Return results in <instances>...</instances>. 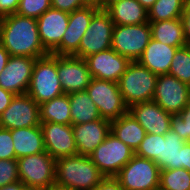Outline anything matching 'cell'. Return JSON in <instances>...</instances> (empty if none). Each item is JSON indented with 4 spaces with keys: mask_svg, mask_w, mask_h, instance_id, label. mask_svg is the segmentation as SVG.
<instances>
[{
    "mask_svg": "<svg viewBox=\"0 0 190 190\" xmlns=\"http://www.w3.org/2000/svg\"><path fill=\"white\" fill-rule=\"evenodd\" d=\"M152 39L169 46L184 47L187 42L184 36V25L182 18L149 22Z\"/></svg>",
    "mask_w": 190,
    "mask_h": 190,
    "instance_id": "26",
    "label": "cell"
},
{
    "mask_svg": "<svg viewBox=\"0 0 190 190\" xmlns=\"http://www.w3.org/2000/svg\"><path fill=\"white\" fill-rule=\"evenodd\" d=\"M146 10L150 9L156 0H137Z\"/></svg>",
    "mask_w": 190,
    "mask_h": 190,
    "instance_id": "46",
    "label": "cell"
},
{
    "mask_svg": "<svg viewBox=\"0 0 190 190\" xmlns=\"http://www.w3.org/2000/svg\"><path fill=\"white\" fill-rule=\"evenodd\" d=\"M0 159H15L11 130L0 127Z\"/></svg>",
    "mask_w": 190,
    "mask_h": 190,
    "instance_id": "36",
    "label": "cell"
},
{
    "mask_svg": "<svg viewBox=\"0 0 190 190\" xmlns=\"http://www.w3.org/2000/svg\"><path fill=\"white\" fill-rule=\"evenodd\" d=\"M18 181L17 159H0V188Z\"/></svg>",
    "mask_w": 190,
    "mask_h": 190,
    "instance_id": "35",
    "label": "cell"
},
{
    "mask_svg": "<svg viewBox=\"0 0 190 190\" xmlns=\"http://www.w3.org/2000/svg\"><path fill=\"white\" fill-rule=\"evenodd\" d=\"M69 95L63 94L39 105L40 122L71 124Z\"/></svg>",
    "mask_w": 190,
    "mask_h": 190,
    "instance_id": "28",
    "label": "cell"
},
{
    "mask_svg": "<svg viewBox=\"0 0 190 190\" xmlns=\"http://www.w3.org/2000/svg\"><path fill=\"white\" fill-rule=\"evenodd\" d=\"M168 74L190 86V45L176 50Z\"/></svg>",
    "mask_w": 190,
    "mask_h": 190,
    "instance_id": "31",
    "label": "cell"
},
{
    "mask_svg": "<svg viewBox=\"0 0 190 190\" xmlns=\"http://www.w3.org/2000/svg\"><path fill=\"white\" fill-rule=\"evenodd\" d=\"M114 23L105 9H99L81 38L78 51L73 55L85 59L89 55L111 48Z\"/></svg>",
    "mask_w": 190,
    "mask_h": 190,
    "instance_id": "10",
    "label": "cell"
},
{
    "mask_svg": "<svg viewBox=\"0 0 190 190\" xmlns=\"http://www.w3.org/2000/svg\"><path fill=\"white\" fill-rule=\"evenodd\" d=\"M19 7V0H0V18L15 14Z\"/></svg>",
    "mask_w": 190,
    "mask_h": 190,
    "instance_id": "39",
    "label": "cell"
},
{
    "mask_svg": "<svg viewBox=\"0 0 190 190\" xmlns=\"http://www.w3.org/2000/svg\"><path fill=\"white\" fill-rule=\"evenodd\" d=\"M159 147L160 135L146 133L135 155L155 162L159 158Z\"/></svg>",
    "mask_w": 190,
    "mask_h": 190,
    "instance_id": "34",
    "label": "cell"
},
{
    "mask_svg": "<svg viewBox=\"0 0 190 190\" xmlns=\"http://www.w3.org/2000/svg\"><path fill=\"white\" fill-rule=\"evenodd\" d=\"M15 159L45 151L41 126L11 129Z\"/></svg>",
    "mask_w": 190,
    "mask_h": 190,
    "instance_id": "22",
    "label": "cell"
},
{
    "mask_svg": "<svg viewBox=\"0 0 190 190\" xmlns=\"http://www.w3.org/2000/svg\"><path fill=\"white\" fill-rule=\"evenodd\" d=\"M128 112L148 134L165 135L170 130L172 114L153 100L134 104Z\"/></svg>",
    "mask_w": 190,
    "mask_h": 190,
    "instance_id": "18",
    "label": "cell"
},
{
    "mask_svg": "<svg viewBox=\"0 0 190 190\" xmlns=\"http://www.w3.org/2000/svg\"><path fill=\"white\" fill-rule=\"evenodd\" d=\"M27 94L38 105L64 94L57 74V55L49 53L36 59Z\"/></svg>",
    "mask_w": 190,
    "mask_h": 190,
    "instance_id": "3",
    "label": "cell"
},
{
    "mask_svg": "<svg viewBox=\"0 0 190 190\" xmlns=\"http://www.w3.org/2000/svg\"><path fill=\"white\" fill-rule=\"evenodd\" d=\"M68 95L71 107V125L101 119L97 106L91 100L86 90L70 93Z\"/></svg>",
    "mask_w": 190,
    "mask_h": 190,
    "instance_id": "27",
    "label": "cell"
},
{
    "mask_svg": "<svg viewBox=\"0 0 190 190\" xmlns=\"http://www.w3.org/2000/svg\"><path fill=\"white\" fill-rule=\"evenodd\" d=\"M105 176L89 156L56 159L55 184L73 190H92Z\"/></svg>",
    "mask_w": 190,
    "mask_h": 190,
    "instance_id": "2",
    "label": "cell"
},
{
    "mask_svg": "<svg viewBox=\"0 0 190 190\" xmlns=\"http://www.w3.org/2000/svg\"><path fill=\"white\" fill-rule=\"evenodd\" d=\"M189 0H156L148 9V21L157 22L182 18V13Z\"/></svg>",
    "mask_w": 190,
    "mask_h": 190,
    "instance_id": "29",
    "label": "cell"
},
{
    "mask_svg": "<svg viewBox=\"0 0 190 190\" xmlns=\"http://www.w3.org/2000/svg\"><path fill=\"white\" fill-rule=\"evenodd\" d=\"M186 142L171 129L160 135L159 158L155 161L161 169L182 168V146Z\"/></svg>",
    "mask_w": 190,
    "mask_h": 190,
    "instance_id": "24",
    "label": "cell"
},
{
    "mask_svg": "<svg viewBox=\"0 0 190 190\" xmlns=\"http://www.w3.org/2000/svg\"><path fill=\"white\" fill-rule=\"evenodd\" d=\"M44 147L55 160L78 154L71 124L41 122Z\"/></svg>",
    "mask_w": 190,
    "mask_h": 190,
    "instance_id": "16",
    "label": "cell"
},
{
    "mask_svg": "<svg viewBox=\"0 0 190 190\" xmlns=\"http://www.w3.org/2000/svg\"><path fill=\"white\" fill-rule=\"evenodd\" d=\"M166 112L177 115L190 101V86L175 76L160 74L156 79L155 93L152 99Z\"/></svg>",
    "mask_w": 190,
    "mask_h": 190,
    "instance_id": "11",
    "label": "cell"
},
{
    "mask_svg": "<svg viewBox=\"0 0 190 190\" xmlns=\"http://www.w3.org/2000/svg\"><path fill=\"white\" fill-rule=\"evenodd\" d=\"M85 6H92L101 9V0H82Z\"/></svg>",
    "mask_w": 190,
    "mask_h": 190,
    "instance_id": "45",
    "label": "cell"
},
{
    "mask_svg": "<svg viewBox=\"0 0 190 190\" xmlns=\"http://www.w3.org/2000/svg\"><path fill=\"white\" fill-rule=\"evenodd\" d=\"M86 92L97 106L102 119L111 122L128 112L118 82L92 78Z\"/></svg>",
    "mask_w": 190,
    "mask_h": 190,
    "instance_id": "8",
    "label": "cell"
},
{
    "mask_svg": "<svg viewBox=\"0 0 190 190\" xmlns=\"http://www.w3.org/2000/svg\"><path fill=\"white\" fill-rule=\"evenodd\" d=\"M51 7V0H19L17 14L38 19Z\"/></svg>",
    "mask_w": 190,
    "mask_h": 190,
    "instance_id": "32",
    "label": "cell"
},
{
    "mask_svg": "<svg viewBox=\"0 0 190 190\" xmlns=\"http://www.w3.org/2000/svg\"><path fill=\"white\" fill-rule=\"evenodd\" d=\"M170 129L185 142H190V101L177 115H172Z\"/></svg>",
    "mask_w": 190,
    "mask_h": 190,
    "instance_id": "33",
    "label": "cell"
},
{
    "mask_svg": "<svg viewBox=\"0 0 190 190\" xmlns=\"http://www.w3.org/2000/svg\"><path fill=\"white\" fill-rule=\"evenodd\" d=\"M0 190H30L22 182L18 181L4 187H1Z\"/></svg>",
    "mask_w": 190,
    "mask_h": 190,
    "instance_id": "44",
    "label": "cell"
},
{
    "mask_svg": "<svg viewBox=\"0 0 190 190\" xmlns=\"http://www.w3.org/2000/svg\"><path fill=\"white\" fill-rule=\"evenodd\" d=\"M36 21L41 43L51 53L61 43L68 27L69 13L50 7Z\"/></svg>",
    "mask_w": 190,
    "mask_h": 190,
    "instance_id": "19",
    "label": "cell"
},
{
    "mask_svg": "<svg viewBox=\"0 0 190 190\" xmlns=\"http://www.w3.org/2000/svg\"><path fill=\"white\" fill-rule=\"evenodd\" d=\"M57 74L65 94L85 91L92 80L85 59L73 55H57Z\"/></svg>",
    "mask_w": 190,
    "mask_h": 190,
    "instance_id": "13",
    "label": "cell"
},
{
    "mask_svg": "<svg viewBox=\"0 0 190 190\" xmlns=\"http://www.w3.org/2000/svg\"><path fill=\"white\" fill-rule=\"evenodd\" d=\"M36 59L28 56H10L0 73V86L14 95L27 93Z\"/></svg>",
    "mask_w": 190,
    "mask_h": 190,
    "instance_id": "15",
    "label": "cell"
},
{
    "mask_svg": "<svg viewBox=\"0 0 190 190\" xmlns=\"http://www.w3.org/2000/svg\"><path fill=\"white\" fill-rule=\"evenodd\" d=\"M99 9L85 6L69 13L68 27L61 43L51 52L54 55H74L79 48L81 38L89 27L93 15Z\"/></svg>",
    "mask_w": 190,
    "mask_h": 190,
    "instance_id": "14",
    "label": "cell"
},
{
    "mask_svg": "<svg viewBox=\"0 0 190 190\" xmlns=\"http://www.w3.org/2000/svg\"><path fill=\"white\" fill-rule=\"evenodd\" d=\"M114 25H138L148 21V10L137 0H119L105 9Z\"/></svg>",
    "mask_w": 190,
    "mask_h": 190,
    "instance_id": "23",
    "label": "cell"
},
{
    "mask_svg": "<svg viewBox=\"0 0 190 190\" xmlns=\"http://www.w3.org/2000/svg\"><path fill=\"white\" fill-rule=\"evenodd\" d=\"M178 48L181 47L169 46L151 38L137 62L157 75L168 74Z\"/></svg>",
    "mask_w": 190,
    "mask_h": 190,
    "instance_id": "21",
    "label": "cell"
},
{
    "mask_svg": "<svg viewBox=\"0 0 190 190\" xmlns=\"http://www.w3.org/2000/svg\"><path fill=\"white\" fill-rule=\"evenodd\" d=\"M182 21L184 25V36L187 45H190V0L187 2L184 12L182 13Z\"/></svg>",
    "mask_w": 190,
    "mask_h": 190,
    "instance_id": "40",
    "label": "cell"
},
{
    "mask_svg": "<svg viewBox=\"0 0 190 190\" xmlns=\"http://www.w3.org/2000/svg\"><path fill=\"white\" fill-rule=\"evenodd\" d=\"M92 78L118 82L131 61L112 48L85 58Z\"/></svg>",
    "mask_w": 190,
    "mask_h": 190,
    "instance_id": "17",
    "label": "cell"
},
{
    "mask_svg": "<svg viewBox=\"0 0 190 190\" xmlns=\"http://www.w3.org/2000/svg\"><path fill=\"white\" fill-rule=\"evenodd\" d=\"M151 38L149 22L138 25H114L111 48L134 62L141 57Z\"/></svg>",
    "mask_w": 190,
    "mask_h": 190,
    "instance_id": "9",
    "label": "cell"
},
{
    "mask_svg": "<svg viewBox=\"0 0 190 190\" xmlns=\"http://www.w3.org/2000/svg\"><path fill=\"white\" fill-rule=\"evenodd\" d=\"M0 44L10 56L40 58L49 54L41 43L36 19L17 13L0 18Z\"/></svg>",
    "mask_w": 190,
    "mask_h": 190,
    "instance_id": "1",
    "label": "cell"
},
{
    "mask_svg": "<svg viewBox=\"0 0 190 190\" xmlns=\"http://www.w3.org/2000/svg\"><path fill=\"white\" fill-rule=\"evenodd\" d=\"M14 96L15 95L12 92L4 90L0 86V115L10 105V102Z\"/></svg>",
    "mask_w": 190,
    "mask_h": 190,
    "instance_id": "41",
    "label": "cell"
},
{
    "mask_svg": "<svg viewBox=\"0 0 190 190\" xmlns=\"http://www.w3.org/2000/svg\"><path fill=\"white\" fill-rule=\"evenodd\" d=\"M92 190H124L116 177H104Z\"/></svg>",
    "mask_w": 190,
    "mask_h": 190,
    "instance_id": "38",
    "label": "cell"
},
{
    "mask_svg": "<svg viewBox=\"0 0 190 190\" xmlns=\"http://www.w3.org/2000/svg\"><path fill=\"white\" fill-rule=\"evenodd\" d=\"M182 168L190 172V142L182 146Z\"/></svg>",
    "mask_w": 190,
    "mask_h": 190,
    "instance_id": "42",
    "label": "cell"
},
{
    "mask_svg": "<svg viewBox=\"0 0 190 190\" xmlns=\"http://www.w3.org/2000/svg\"><path fill=\"white\" fill-rule=\"evenodd\" d=\"M9 52L0 44V73L3 71L9 60Z\"/></svg>",
    "mask_w": 190,
    "mask_h": 190,
    "instance_id": "43",
    "label": "cell"
},
{
    "mask_svg": "<svg viewBox=\"0 0 190 190\" xmlns=\"http://www.w3.org/2000/svg\"><path fill=\"white\" fill-rule=\"evenodd\" d=\"M160 190H190V172L184 168L160 171Z\"/></svg>",
    "mask_w": 190,
    "mask_h": 190,
    "instance_id": "30",
    "label": "cell"
},
{
    "mask_svg": "<svg viewBox=\"0 0 190 190\" xmlns=\"http://www.w3.org/2000/svg\"><path fill=\"white\" fill-rule=\"evenodd\" d=\"M47 190H73V189L66 188V187H61L59 185L54 184L53 186H51Z\"/></svg>",
    "mask_w": 190,
    "mask_h": 190,
    "instance_id": "48",
    "label": "cell"
},
{
    "mask_svg": "<svg viewBox=\"0 0 190 190\" xmlns=\"http://www.w3.org/2000/svg\"><path fill=\"white\" fill-rule=\"evenodd\" d=\"M110 132L134 151L146 135L145 129L129 112L111 121Z\"/></svg>",
    "mask_w": 190,
    "mask_h": 190,
    "instance_id": "25",
    "label": "cell"
},
{
    "mask_svg": "<svg viewBox=\"0 0 190 190\" xmlns=\"http://www.w3.org/2000/svg\"><path fill=\"white\" fill-rule=\"evenodd\" d=\"M119 1V0H101V9H106L112 3Z\"/></svg>",
    "mask_w": 190,
    "mask_h": 190,
    "instance_id": "47",
    "label": "cell"
},
{
    "mask_svg": "<svg viewBox=\"0 0 190 190\" xmlns=\"http://www.w3.org/2000/svg\"><path fill=\"white\" fill-rule=\"evenodd\" d=\"M160 171L153 160L134 155L115 177L124 190H157Z\"/></svg>",
    "mask_w": 190,
    "mask_h": 190,
    "instance_id": "7",
    "label": "cell"
},
{
    "mask_svg": "<svg viewBox=\"0 0 190 190\" xmlns=\"http://www.w3.org/2000/svg\"><path fill=\"white\" fill-rule=\"evenodd\" d=\"M51 7L71 13L76 9L85 7V5L82 0H51Z\"/></svg>",
    "mask_w": 190,
    "mask_h": 190,
    "instance_id": "37",
    "label": "cell"
},
{
    "mask_svg": "<svg viewBox=\"0 0 190 190\" xmlns=\"http://www.w3.org/2000/svg\"><path fill=\"white\" fill-rule=\"evenodd\" d=\"M72 128L78 154L89 156L110 133L111 122L101 118Z\"/></svg>",
    "mask_w": 190,
    "mask_h": 190,
    "instance_id": "20",
    "label": "cell"
},
{
    "mask_svg": "<svg viewBox=\"0 0 190 190\" xmlns=\"http://www.w3.org/2000/svg\"><path fill=\"white\" fill-rule=\"evenodd\" d=\"M40 124L39 105L27 93L15 95L0 115V127L9 130Z\"/></svg>",
    "mask_w": 190,
    "mask_h": 190,
    "instance_id": "12",
    "label": "cell"
},
{
    "mask_svg": "<svg viewBox=\"0 0 190 190\" xmlns=\"http://www.w3.org/2000/svg\"><path fill=\"white\" fill-rule=\"evenodd\" d=\"M134 155L132 148L110 132L89 158L105 177H115Z\"/></svg>",
    "mask_w": 190,
    "mask_h": 190,
    "instance_id": "6",
    "label": "cell"
},
{
    "mask_svg": "<svg viewBox=\"0 0 190 190\" xmlns=\"http://www.w3.org/2000/svg\"><path fill=\"white\" fill-rule=\"evenodd\" d=\"M18 175L30 190H47L55 184L56 160L47 152L17 159Z\"/></svg>",
    "mask_w": 190,
    "mask_h": 190,
    "instance_id": "5",
    "label": "cell"
},
{
    "mask_svg": "<svg viewBox=\"0 0 190 190\" xmlns=\"http://www.w3.org/2000/svg\"><path fill=\"white\" fill-rule=\"evenodd\" d=\"M157 76L137 61L131 62L118 81L125 105L129 108L139 102L151 101Z\"/></svg>",
    "mask_w": 190,
    "mask_h": 190,
    "instance_id": "4",
    "label": "cell"
}]
</instances>
